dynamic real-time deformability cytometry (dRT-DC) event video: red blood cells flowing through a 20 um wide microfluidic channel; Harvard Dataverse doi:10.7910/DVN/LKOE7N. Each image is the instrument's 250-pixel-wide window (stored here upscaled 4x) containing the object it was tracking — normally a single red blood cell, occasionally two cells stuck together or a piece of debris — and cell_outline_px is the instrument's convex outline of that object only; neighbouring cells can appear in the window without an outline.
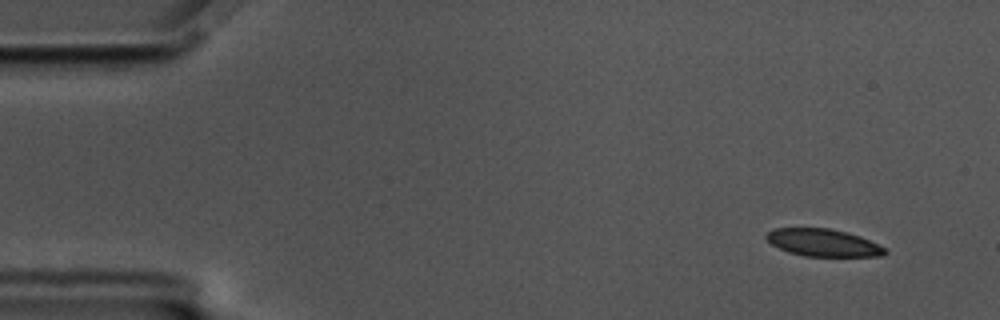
{"species": "common noctule bat (a hibernating species)", "species_latin": "Nyctalus noctula", "temperature_condition": "cold", "stored_images_in_passage": 54, "camera_frame_rate_fps": 3000, "um_per_image_px": 0.085, "animal": {"sex": "male", "body_mass_g": 17.5, "forearm_length_mm": 52.3}, "frame": {"image": 1, "passage_image": 1, "time_ms": 0.0, "image_size_px": [1000, 320], "cell_outline_px": [[888, 252], [884, 256], [804, 256], [788, 252], [772, 244], [764, 236], [768, 232], [776, 228], [828, 228], [860, 236], [884, 248]], "centroid_in_image_um": [69.95, 20.63], "position_along_channel_um": 15.0, "area_um2": 18.67}}
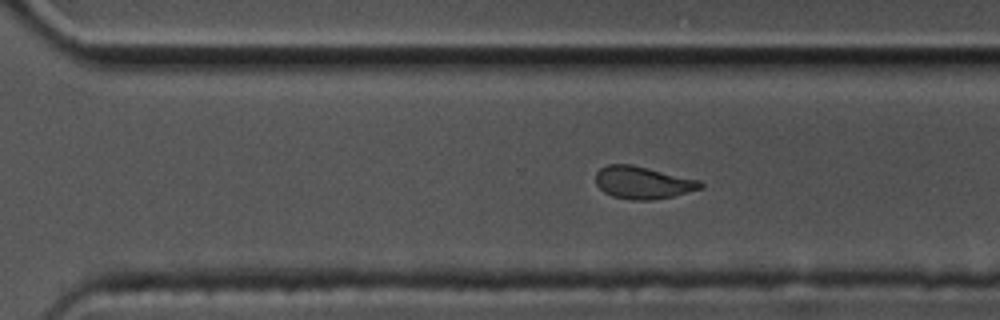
{"frame": {"image": 2, "passage_image": 36, "time_ms": 11.667, "image_size_px": [1000, 320], "cell_outline_px": [[704, 188], [672, 196], [652, 200], [632, 200], [612, 196], [604, 192], [596, 184], [596, 172], [600, 168], [608, 164], [632, 164], [700, 180], [704, 184]], "centroid_in_image_um": [54.65, 15.52], "position_along_channel_um": 316.0, "area_um2": 19.88}}
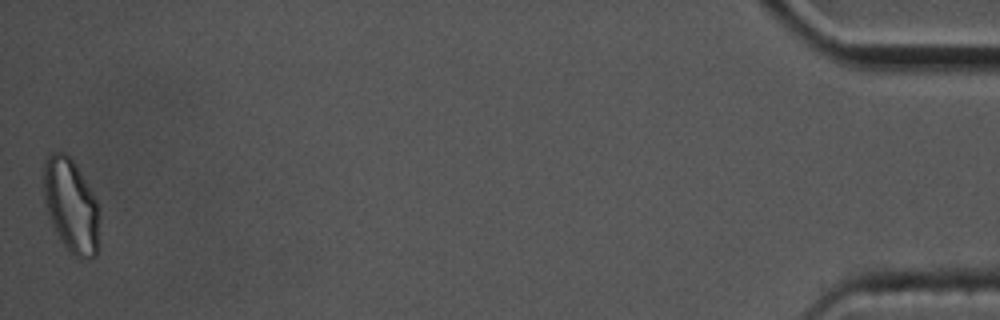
{"frame": {"image": 3, "passage_image": 54, "time_ms": 17.667, "image_size_px": [1000, 320], "cell_outline_px": [[96, 256], [80, 260], [64, 244], [52, 224], [44, 200], [44, 160], [48, 152], [64, 152], [76, 164], [96, 200]], "centroid_in_image_um": [5.98, 17.4], "position_along_channel_um": 429.2, "area_um2": 29.42}, "authors_computed_cell_mechanics": {"area_um2": 21.0681, "velocity_mm_per_s": 3.4746, "shape_relaxation_time_tau1_ms": null, "shape_relaxation_time_tau2_ms": 2.026, "deformation_change_tau1": null, "deformation_change_tau2": 0.0628}}